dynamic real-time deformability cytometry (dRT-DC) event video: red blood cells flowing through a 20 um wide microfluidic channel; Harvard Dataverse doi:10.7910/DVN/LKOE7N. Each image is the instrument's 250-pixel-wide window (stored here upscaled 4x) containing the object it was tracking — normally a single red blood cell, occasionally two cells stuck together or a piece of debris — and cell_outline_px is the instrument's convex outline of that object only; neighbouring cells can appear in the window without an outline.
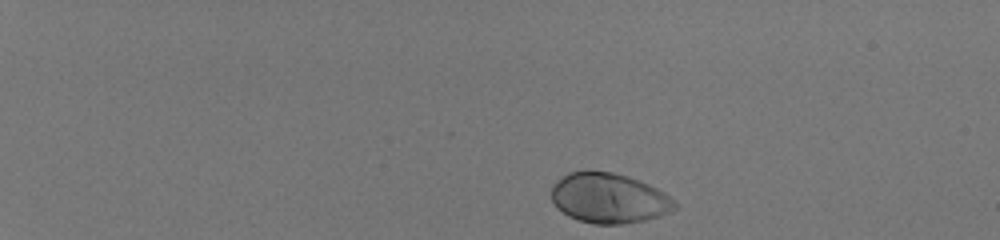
{"species": "human", "species_latin": "Homo sapiens", "temperature_condition": "room temperature", "stored_images_in_passage": 44, "camera_frame_rate_fps": 3000, "um_per_image_px": 0.085, "donor": {"sex": "male"}, "frame": {"image": 1, "passage_image": 1, "time_ms": 0.0, "image_size_px": [1000, 240], "cell_outline_px": [[676, 208], [656, 216], [644, 220], [620, 224], [592, 224], [568, 216], [556, 208], [552, 200], [552, 184], [556, 180], [568, 172], [588, 168], [612, 172], [628, 176], [648, 184], [664, 192], [676, 204]], "centroid_in_image_um": [51.67, 16.8], "position_along_channel_um": 33.3, "area_um2": 36.18}}
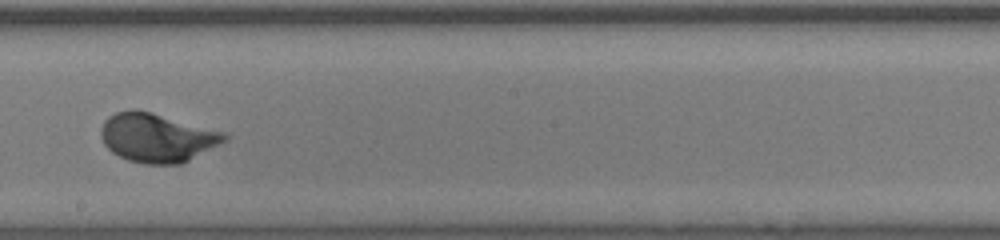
{"frame": {"image": 2, "passage_image": 26, "time_ms": 8.333, "image_size_px": [1000, 240], "cell_outline_px": [[228, 140], [180, 164], [144, 164], [128, 160], [112, 152], [104, 144], [100, 136], [100, 128], [104, 120], [108, 116], [116, 112], [132, 108], [136, 108], [152, 112], [228, 132]], "centroid_in_image_um": [13.35, 11.68], "position_along_channel_um": 234.9, "area_um2": 35.6}}
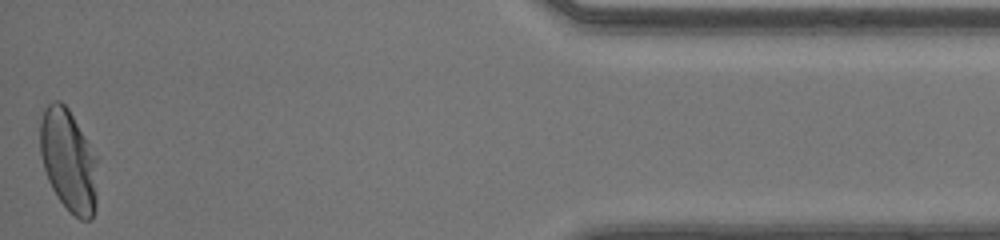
{"frame": {"image": 3, "passage_image": 44, "time_ms": 14.333, "image_size_px": [1000, 240], "cell_outline_px": [[96, 208], [92, 220], [80, 220], [56, 196], [48, 180], [44, 168], [40, 152], [40, 120], [44, 108], [52, 100], [60, 100], [68, 108], [96, 156]], "centroid_in_image_um": [5.81, 13.63], "position_along_channel_um": 429.4, "area_um2": 34.04}, "authors_computed_cell_mechanics": {"area_um2": 34.0442, "velocity_mm_per_s": 4.1032, "shape_relaxation_time_tau1_ms": 2.1934, "shape_relaxation_time_tau2_ms": null, "deformation_change_tau1": 0.1774, "deformation_change_tau2": null}}